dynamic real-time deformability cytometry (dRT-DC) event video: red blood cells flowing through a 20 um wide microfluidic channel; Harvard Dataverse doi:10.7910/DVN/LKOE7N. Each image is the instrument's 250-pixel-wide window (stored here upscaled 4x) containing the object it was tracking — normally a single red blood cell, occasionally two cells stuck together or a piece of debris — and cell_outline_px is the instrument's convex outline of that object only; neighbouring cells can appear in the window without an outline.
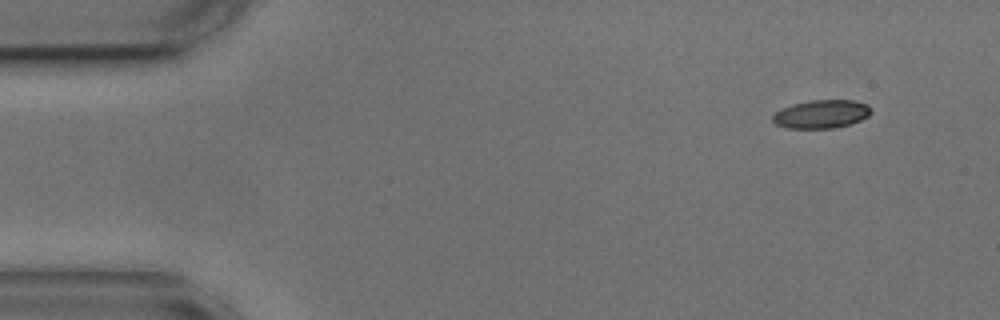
{"species": "common noctule bat (a hibernating species)", "species_latin": "Nyctalus noctula", "temperature_condition": "cold", "stored_images_in_passage": 4, "camera_frame_rate_fps": 3000, "um_per_image_px": 0.085, "animal": {"sex": "male", "body_mass_g": 17.9, "forearm_length_mm": 54.2}, "frame": {"image": 1, "passage_image": 1, "time_ms": 0.0, "image_size_px": [1000, 320], "cell_outline_px": [[872, 112], [868, 116], [852, 124], [836, 128], [784, 128], [776, 124], [772, 120], [772, 116], [776, 112], [792, 104], [808, 100], [852, 100], [868, 104], [872, 108]], "centroid_in_image_um": [69.85, 9.7], "position_along_channel_um": 15.2, "area_um2": 16.42}}
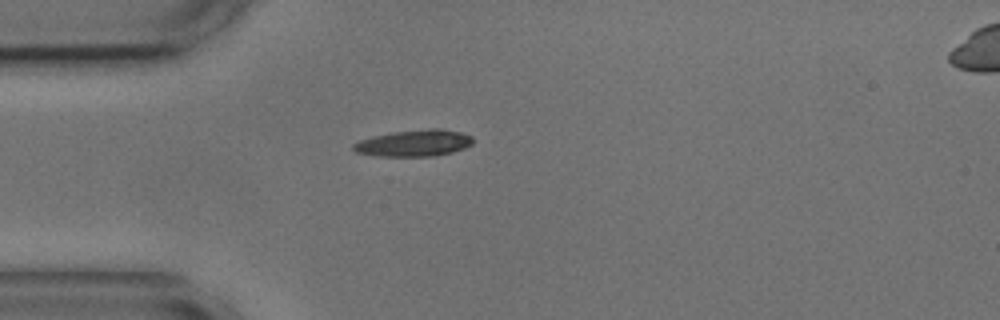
{"frame": {"image": 2, "passage_image": 4, "time_ms": 3.333, "image_size_px": [1000, 320], "cell_outline_px": [[472, 144], [464, 148], [452, 152], [432, 156], [380, 156], [356, 152], [352, 148], [352, 144], [360, 140], [392, 132], [432, 128], [440, 128], [460, 132], [472, 136]], "centroid_in_image_um": [35.21, 12.16], "position_along_channel_um": 49.8, "area_um2": 18.32}}